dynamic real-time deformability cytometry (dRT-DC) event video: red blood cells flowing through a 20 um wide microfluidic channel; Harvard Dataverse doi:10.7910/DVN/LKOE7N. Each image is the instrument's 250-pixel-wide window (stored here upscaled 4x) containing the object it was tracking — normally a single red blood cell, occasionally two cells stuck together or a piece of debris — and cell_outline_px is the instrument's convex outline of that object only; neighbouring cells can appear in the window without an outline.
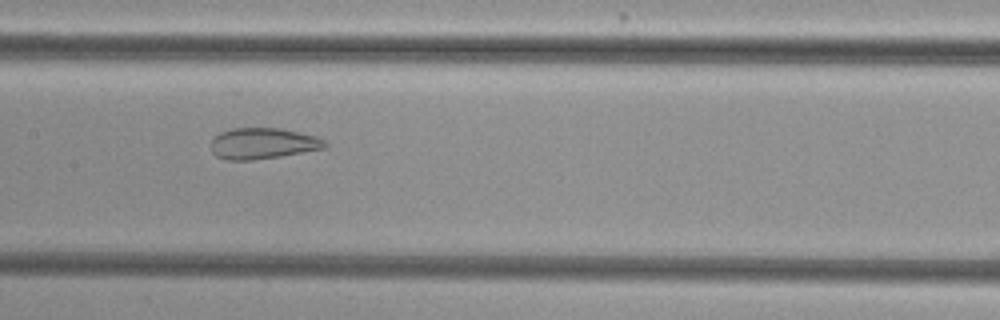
{"species": "common noctule bat (a hibernating species)", "species_latin": "Nyctalus noctula", "temperature_condition": "cold", "stored_images_in_passage": 55, "camera_frame_rate_fps": 3000, "um_per_image_px": 0.085, "animal": {"sex": "female", "body_mass_g": 29.2, "forearm_length_mm": 56.3}, "frame": {"image": 1, "passage_image": 27, "time_ms": 8.667, "image_size_px": [1000, 320], "cell_outline_px": [[328, 144], [324, 148], [280, 156], [252, 160], [228, 160], [216, 156], [212, 152], [212, 140], [220, 132], [232, 128], [280, 128], [316, 136], [324, 140]], "centroid_in_image_um": [22.33, 12.19], "position_along_channel_um": 185.1, "area_um2": 20.46}}
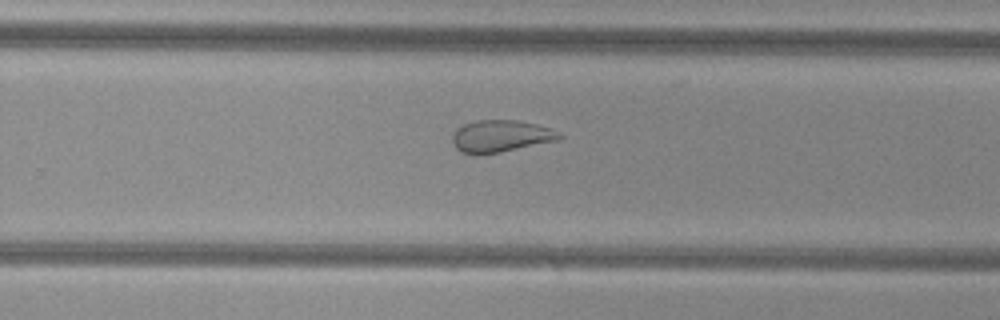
{"frame": {"image": 2, "passage_image": 35, "time_ms": 11.333, "image_size_px": [1000, 320], "cell_outline_px": [[564, 136], [560, 140], [480, 156], [460, 152], [456, 148], [452, 140], [452, 136], [464, 124], [476, 120], [520, 120], [536, 124], [560, 132]], "centroid_in_image_um": [42.59, 11.59], "position_along_channel_um": 287.2, "area_um2": 20.11}}
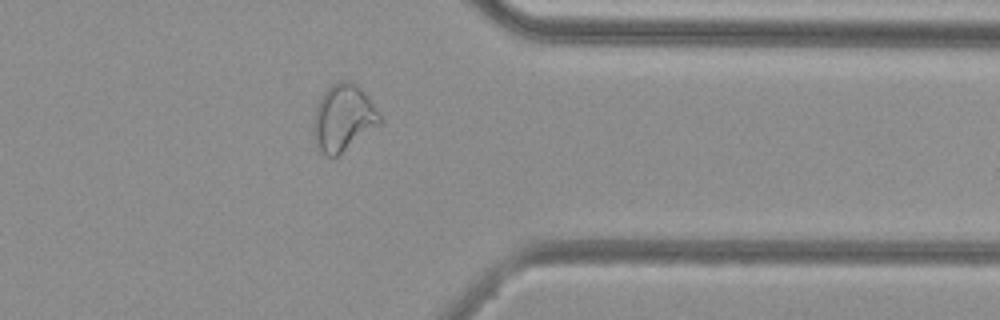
{"frame": {"image": 3, "passage_image": 43, "time_ms": 14.0, "image_size_px": [1000, 320], "cell_outline_px": [[384, 120], [380, 124], [336, 156], [328, 156], [320, 152], [316, 148], [312, 132], [312, 128], [316, 104], [324, 92], [336, 80], [348, 80], [356, 84], [368, 96]], "centroid_in_image_um": [29.15, 10.0], "position_along_channel_um": 382.2, "area_um2": 25.89}}